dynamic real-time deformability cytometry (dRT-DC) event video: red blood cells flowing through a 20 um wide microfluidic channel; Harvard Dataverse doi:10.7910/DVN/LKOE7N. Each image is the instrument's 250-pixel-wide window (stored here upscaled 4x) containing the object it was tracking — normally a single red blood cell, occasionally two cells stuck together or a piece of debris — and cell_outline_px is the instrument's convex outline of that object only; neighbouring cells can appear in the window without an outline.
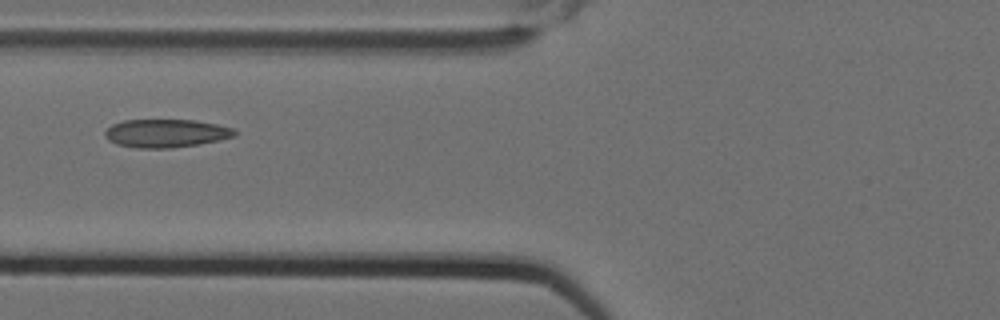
{"species": "Egyptian fruit bat (a non-hibernating species)", "species_latin": "Rousettus aegyptiacus", "temperature_condition": "cold", "stored_images_in_passage": 8, "camera_frame_rate_fps": 3000, "um_per_image_px": 0.085, "animal": {"sex": "female"}, "frame": {"image": 1, "passage_image": 6, "time_ms": 1.667, "image_size_px": [1000, 320], "cell_outline_px": [[236, 136], [200, 144], [172, 148], [136, 148], [116, 144], [108, 140], [104, 136], [104, 132], [112, 124], [124, 120], [196, 120], [216, 124], [232, 128], [236, 132]], "centroid_in_image_um": [14.09, 11.33], "position_along_channel_um": 111.7, "area_um2": 21.39}}
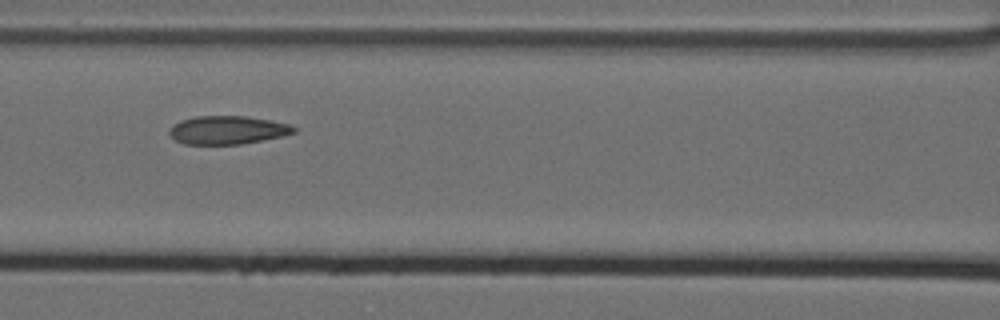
{"frame": {"image": 2, "passage_image": 7, "time_ms": 2.0, "image_size_px": [1000, 320], "cell_outline_px": [[296, 132], [284, 136], [240, 144], [184, 144], [176, 140], [168, 132], [172, 124], [180, 120], [196, 116], [244, 116], [272, 120], [292, 124], [296, 128]], "centroid_in_image_um": [19.36, 11.04], "position_along_channel_um": 147.2, "area_um2": 20.69}}
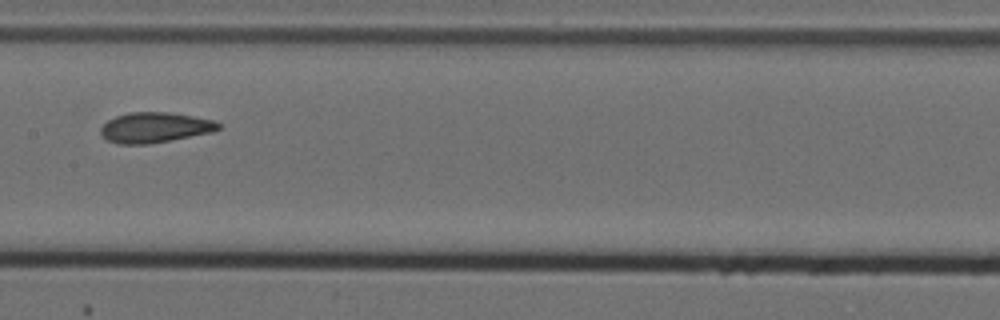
{"frame": {"image": 3, "passage_image": 8, "time_ms": 2.333, "image_size_px": [1000, 320], "cell_outline_px": [[220, 128], [212, 132], [172, 140], [148, 144], [116, 144], [108, 140], [100, 132], [100, 128], [108, 120], [116, 116], [128, 112], [168, 112], [216, 120], [220, 124]], "centroid_in_image_um": [13.17, 10.84], "position_along_channel_um": 194.2, "area_um2": 20.81}}